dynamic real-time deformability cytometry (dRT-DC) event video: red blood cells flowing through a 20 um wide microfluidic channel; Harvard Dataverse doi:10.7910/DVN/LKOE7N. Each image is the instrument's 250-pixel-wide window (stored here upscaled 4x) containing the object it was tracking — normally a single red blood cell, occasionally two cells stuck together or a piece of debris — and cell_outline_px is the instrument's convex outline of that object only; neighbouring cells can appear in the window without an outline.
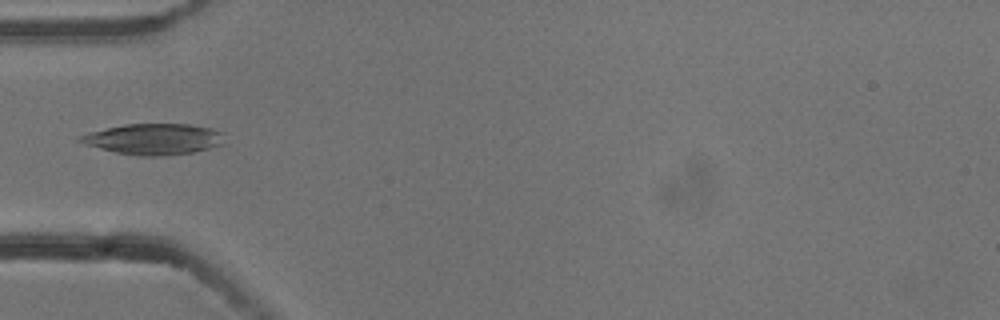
{"species": "common noctule bat (a hibernating species)", "species_latin": "Nyctalus noctula", "temperature_condition": "cold", "stored_images_in_passage": 3, "camera_frame_rate_fps": 3000, "um_per_image_px": 0.085, "animal": {"sex": "male", "body_mass_g": 13.3}, "frame": {"image": 1, "passage_image": 2, "time_ms": 0.333, "image_size_px": [1000, 320], "cell_outline_px": [[224, 144], [192, 152], [164, 156], [136, 156], [116, 152], [84, 144], [76, 140], [80, 136], [88, 132], [124, 124], [188, 124], [212, 128], [224, 132]], "centroid_in_image_um": [13.08, 11.82], "position_along_channel_um": 71.9, "area_um2": 26.13}}
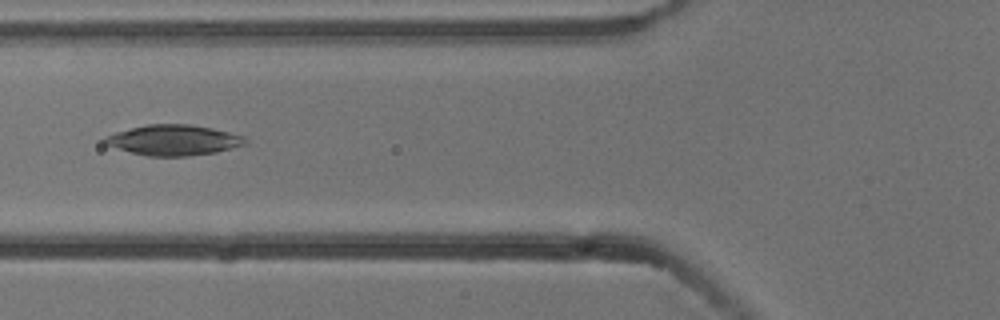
{"frame": {"image": 2, "passage_image": 3, "time_ms": 0.667, "image_size_px": [1000, 320], "cell_outline_px": [[248, 144], [216, 152], [188, 156], [148, 156], [132, 152], [104, 144], [100, 140], [104, 136], [116, 132], [148, 124], [192, 124], [212, 128], [244, 136], [248, 140]], "centroid_in_image_um": [14.76, 11.9], "position_along_channel_um": 111.0, "area_um2": 24.97}}